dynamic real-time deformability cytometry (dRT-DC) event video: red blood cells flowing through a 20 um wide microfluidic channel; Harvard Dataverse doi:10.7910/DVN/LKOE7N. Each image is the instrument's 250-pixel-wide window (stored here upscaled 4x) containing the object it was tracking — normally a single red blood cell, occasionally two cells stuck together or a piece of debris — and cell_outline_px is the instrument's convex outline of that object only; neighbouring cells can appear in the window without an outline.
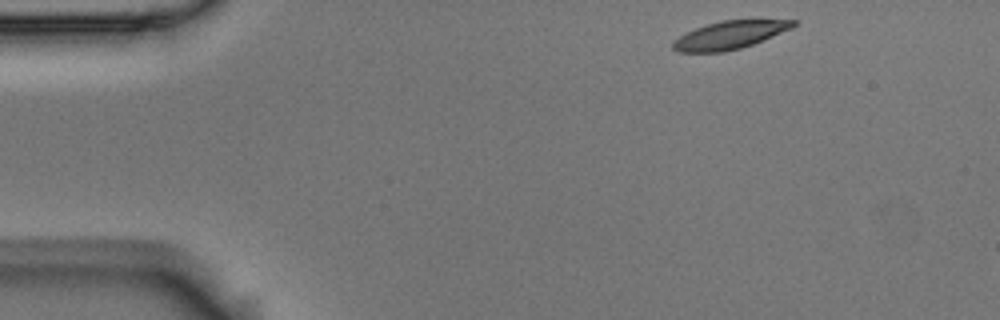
{"species": "Egyptian fruit bat (a non-hibernating species)", "species_latin": "Rousettus aegyptiacus", "temperature_condition": "room temperature", "stored_images_in_passage": 3, "camera_frame_rate_fps": 3000, "um_per_image_px": 0.085, "animal": {"sex": "male"}, "frame": {"image": 1, "passage_image": 1, "time_ms": 0.0, "image_size_px": [1000, 320], "cell_outline_px": [[800, 20], [792, 28], [752, 44], [740, 48], [724, 52], [676, 52], [672, 48], [672, 44], [680, 36], [696, 28], [720, 20]], "centroid_in_image_um": [62.03, 2.98], "position_along_channel_um": 23.0, "area_um2": 19.31}}